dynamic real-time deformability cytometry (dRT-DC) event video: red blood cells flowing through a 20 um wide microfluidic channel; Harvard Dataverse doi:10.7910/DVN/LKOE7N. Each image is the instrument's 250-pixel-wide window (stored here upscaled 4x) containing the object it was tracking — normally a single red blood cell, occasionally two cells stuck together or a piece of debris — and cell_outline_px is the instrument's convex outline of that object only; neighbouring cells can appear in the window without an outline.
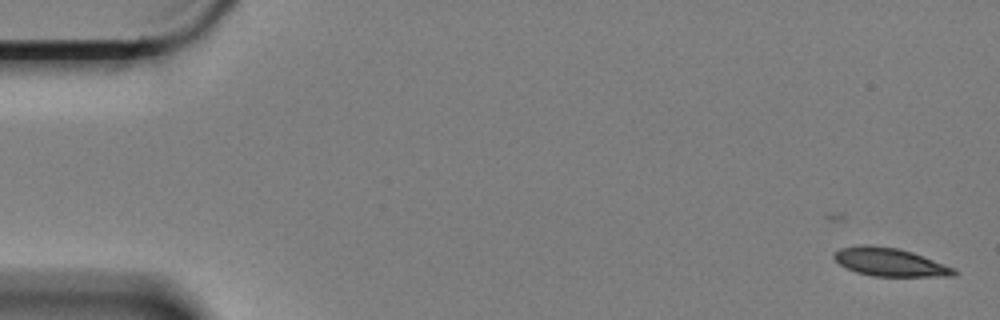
{"species": "Egyptian fruit bat (a non-hibernating species)", "species_latin": "Rousettus aegyptiacus", "temperature_condition": "cold", "stored_images_in_passage": 7, "camera_frame_rate_fps": 3000, "um_per_image_px": 0.085, "animal": {"sex": "female"}, "frame": {"image": 1, "passage_image": 2, "time_ms": 0.333, "image_size_px": [1000, 320], "cell_outline_px": [[960, 272], [956, 276], [872, 276], [856, 272], [840, 264], [832, 256], [840, 248], [860, 244], [868, 244], [896, 248], [912, 252], [956, 268]], "centroid_in_image_um": [75.67, 22.28], "position_along_channel_um": 9.3, "area_um2": 19.77}}
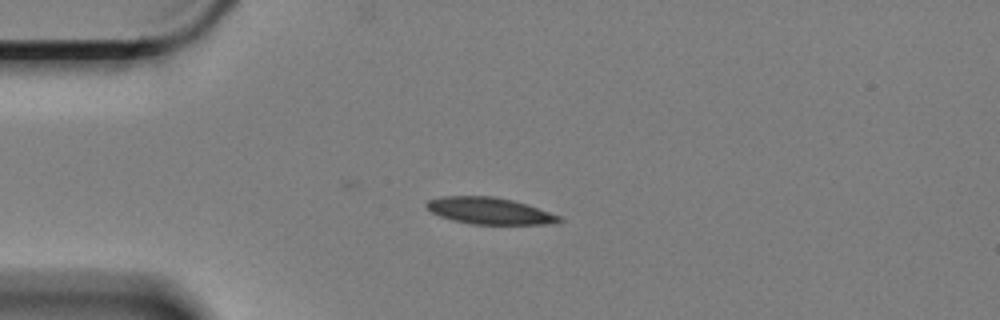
{"frame": {"image": 2, "passage_image": 5, "time_ms": 1.333, "image_size_px": [1000, 320], "cell_outline_px": [[564, 220], [556, 224], [472, 224], [452, 220], [440, 216], [432, 212], [424, 204], [428, 200], [444, 196], [492, 196], [512, 200], [560, 216]], "centroid_in_image_um": [41.59, 17.93], "position_along_channel_um": 43.4, "area_um2": 20.4}}
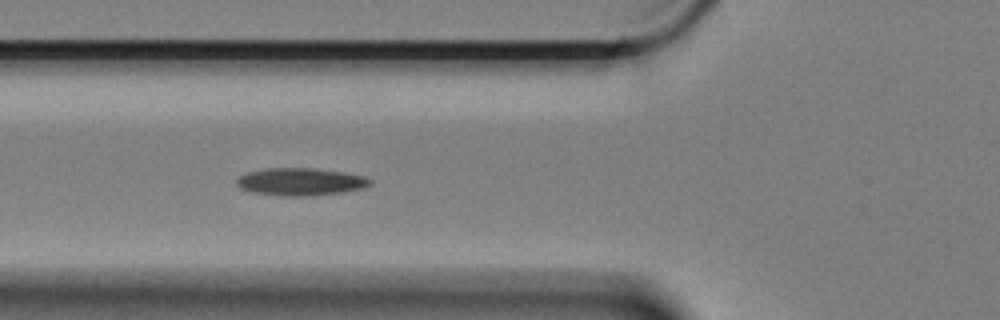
{"frame": {"image": 3, "passage_image": 7, "time_ms": 2.0, "image_size_px": [1000, 320], "cell_outline_px": [[372, 184], [364, 188], [340, 192], [312, 196], [280, 196], [252, 192], [240, 188], [236, 184], [236, 180], [240, 176], [248, 172], [268, 168], [312, 168], [344, 172], [364, 176], [372, 180]], "centroid_in_image_um": [25.55, 15.45], "position_along_channel_um": 100.2, "area_um2": 21.44}}